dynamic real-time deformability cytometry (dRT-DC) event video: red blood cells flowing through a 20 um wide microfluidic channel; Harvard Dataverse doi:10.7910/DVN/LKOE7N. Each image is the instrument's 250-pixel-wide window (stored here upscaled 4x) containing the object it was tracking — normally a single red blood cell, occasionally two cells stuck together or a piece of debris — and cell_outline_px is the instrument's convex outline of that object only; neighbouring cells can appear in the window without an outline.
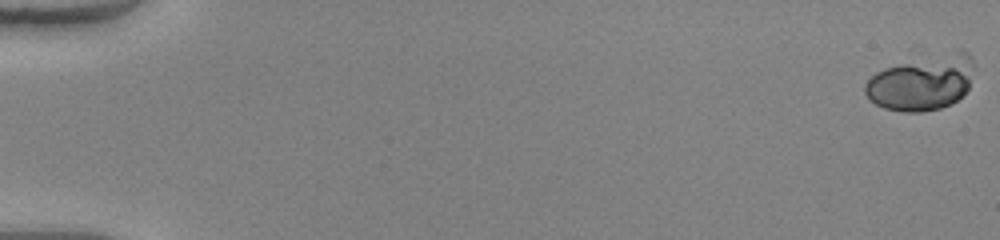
{"species": "human", "species_latin": "Homo sapiens", "temperature_condition": "warm", "stored_images_in_passage": 53, "segment_of_instrument_passage": [1, 2], "camera_frame_rate_fps": 3000, "um_per_image_px": 0.085, "donor": {"sex": "female"}, "frame": {"image": 1, "passage_image": 1, "time_ms": 0.0, "image_size_px": [1000, 240], "cell_outline_px": [[972, 64], [968, 88], [952, 104], [940, 108], [920, 112], [904, 112], [884, 108], [876, 104], [864, 92], [864, 84], [876, 72], [884, 68], [956, 48], [960, 48], [968, 52], [972, 60]], "centroid_in_image_um": [78.36, 7.0], "position_along_channel_um": 6.6, "area_um2": 34.97}}
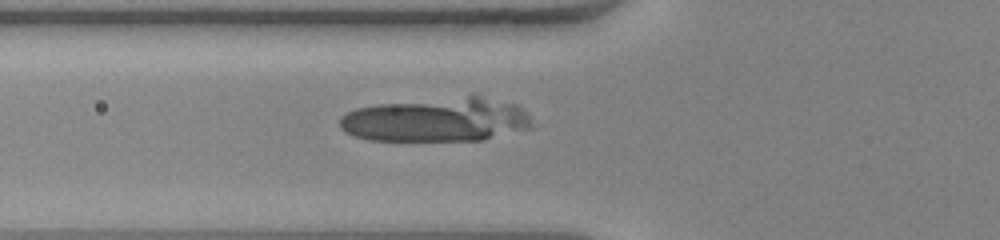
{"frame": {"image": 2, "passage_image": 21, "time_ms": 6.667, "image_size_px": [1000, 240], "cell_outline_px": [[532, 128], [484, 140], [368, 140], [352, 136], [344, 132], [340, 128], [340, 116], [356, 108], [380, 104], [472, 92], [476, 92], [516, 104], [532, 120]], "centroid_in_image_um": [37.16, 10.13], "position_along_channel_um": 88.6, "area_um2": 50.86}}
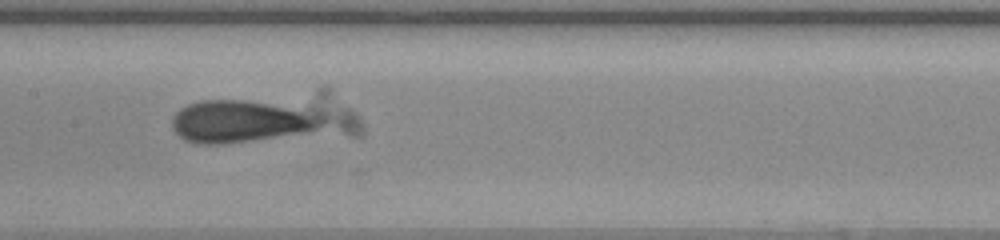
{"frame": {"image": 3, "passage_image": 28, "time_ms": 9.0, "image_size_px": [1000, 240], "cell_outline_px": [[364, 136], [220, 144], [200, 144], [184, 140], [172, 128], [172, 116], [180, 108], [188, 104], [200, 100], [324, 84], [352, 108], [360, 116], [364, 124]], "centroid_in_image_um": [22.83, 9.98], "position_along_channel_um": 184.6, "area_um2": 61.27}}